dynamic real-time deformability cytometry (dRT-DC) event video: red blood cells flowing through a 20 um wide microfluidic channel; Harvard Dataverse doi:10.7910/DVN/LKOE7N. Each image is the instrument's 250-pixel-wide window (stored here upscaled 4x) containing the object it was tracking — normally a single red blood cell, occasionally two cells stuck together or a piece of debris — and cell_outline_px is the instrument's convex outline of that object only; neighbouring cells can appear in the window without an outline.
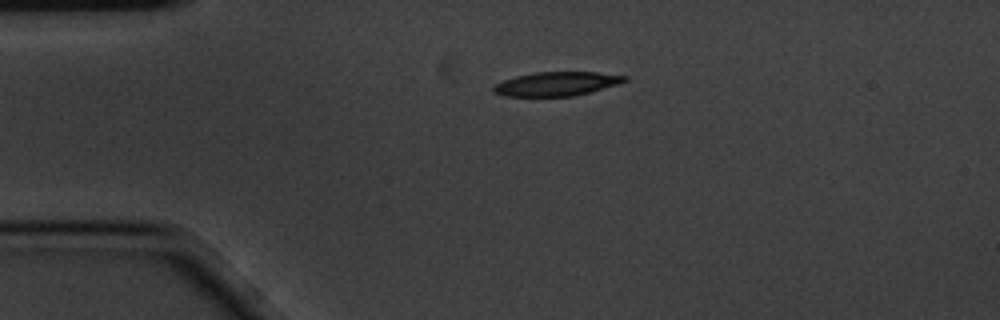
{"species": "common noctule bat (a hibernating species)", "species_latin": "Nyctalus noctula", "temperature_condition": "cold", "stored_images_in_passage": 3, "camera_frame_rate_fps": 3000, "um_per_image_px": 0.085, "animal": {"sex": "male", "body_mass_g": 20.1, "forearm_length_mm": 53.5}, "frame": {"image": 1, "passage_image": 1, "time_ms": 0.0, "image_size_px": [1000, 320], "cell_outline_px": [[628, 80], [620, 84], [572, 96], [504, 96], [492, 92], [492, 88], [496, 84], [504, 80], [516, 76], [536, 72], [600, 72], [628, 76]], "centroid_in_image_um": [47.33, 7.12], "position_along_channel_um": 37.7, "area_um2": 18.32}}
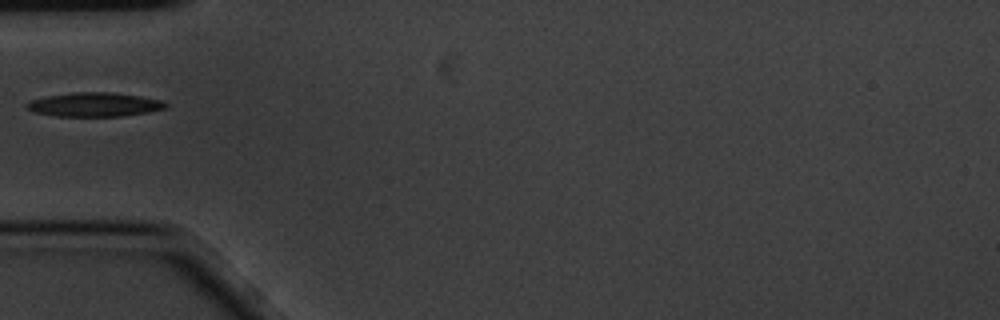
{"frame": {"image": 2, "passage_image": 3, "time_ms": 0.667, "image_size_px": [1000, 320], "cell_outline_px": [[168, 104], [164, 108], [148, 112], [124, 116], [56, 116], [36, 112], [24, 108], [24, 104], [28, 100], [48, 96], [72, 92], [112, 92], [140, 96], [164, 100]], "centroid_in_image_um": [8.0, 8.88], "position_along_channel_um": 77.0, "area_um2": 19.59}}